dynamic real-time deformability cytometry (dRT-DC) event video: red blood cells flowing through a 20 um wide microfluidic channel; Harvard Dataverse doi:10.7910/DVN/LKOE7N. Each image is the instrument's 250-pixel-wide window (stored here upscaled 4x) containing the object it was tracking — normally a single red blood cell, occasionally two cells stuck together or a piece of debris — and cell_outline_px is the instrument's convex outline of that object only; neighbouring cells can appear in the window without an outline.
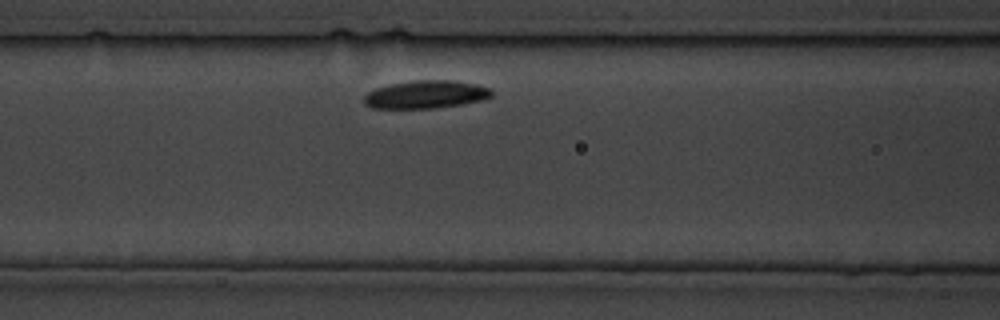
{"species": "common noctule bat (a hibernating species)", "species_latin": "Nyctalus noctula", "temperature_condition": "cold", "stored_images_in_passage": 19, "camera_frame_rate_fps": 3000, "um_per_image_px": 0.085, "animal": {"sex": "male", "body_mass_g": 19.5, "forearm_length_mm": 54.6}, "frame": {"image": 1, "passage_image": 5, "time_ms": 4.333, "image_size_px": [1000, 320], "cell_outline_px": [[492, 96], [484, 100], [460, 104], [432, 108], [372, 108], [364, 104], [364, 96], [368, 92], [376, 88], [392, 84], [416, 80], [456, 80], [476, 84], [488, 88], [492, 92]], "centroid_in_image_um": [36.2, 8.03], "position_along_channel_um": 130.4, "area_um2": 20.63}}
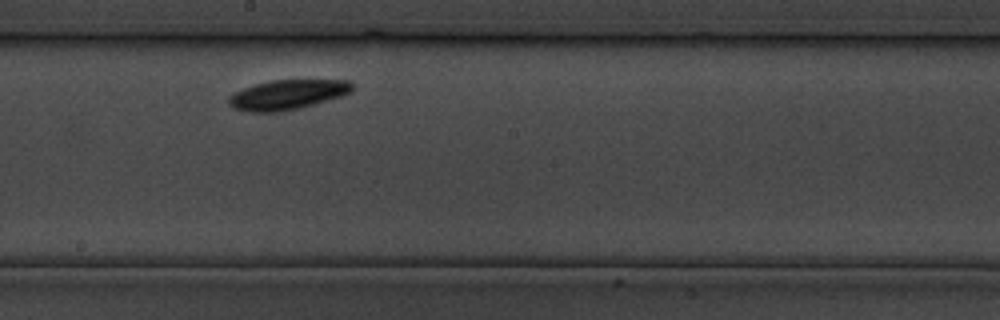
{"frame": {"image": 2, "passage_image": 10, "time_ms": 11.0, "image_size_px": [1000, 320], "cell_outline_px": [[352, 92], [344, 96], [300, 108], [280, 112], [248, 112], [236, 108], [228, 104], [228, 96], [244, 88], [256, 84], [272, 80], [348, 80], [352, 84]], "centroid_in_image_um": [24.46, 8.05], "position_along_channel_um": 223.7, "area_um2": 21.44}}
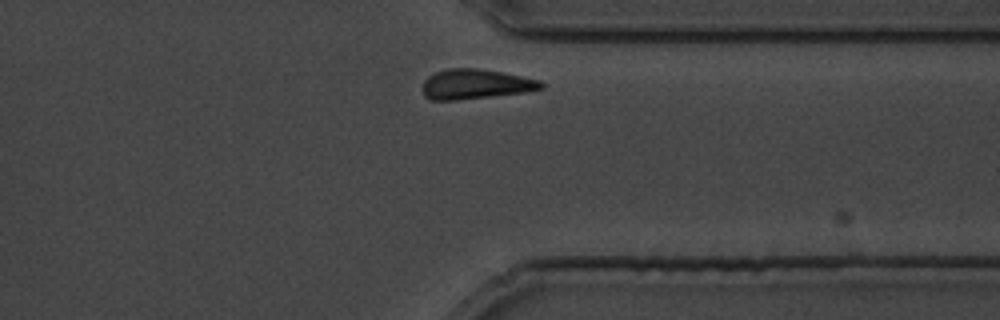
{"frame": {"image": 3, "passage_image": 19, "time_ms": 21.333, "image_size_px": [1000, 320], "cell_outline_px": [[544, 88], [524, 92], [456, 100], [432, 100], [424, 96], [424, 80], [428, 76], [436, 72], [448, 68], [476, 68], [500, 72], [540, 80], [544, 84]], "centroid_in_image_um": [40.41, 7.15], "position_along_channel_um": 371.0, "area_um2": 20.35}}